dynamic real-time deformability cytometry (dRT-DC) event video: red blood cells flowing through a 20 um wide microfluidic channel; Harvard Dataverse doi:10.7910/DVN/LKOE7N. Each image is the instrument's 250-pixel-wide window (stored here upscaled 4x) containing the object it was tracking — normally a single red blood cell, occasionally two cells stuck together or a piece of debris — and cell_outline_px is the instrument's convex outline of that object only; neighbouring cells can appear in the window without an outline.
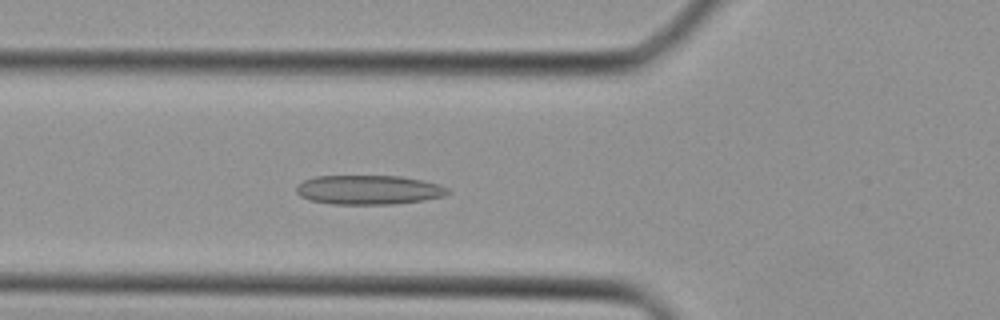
{"species": "Egyptian fruit bat (a non-hibernating species)", "species_latin": "Rousettus aegyptiacus", "temperature_condition": "cold", "stored_images_in_passage": 38, "camera_frame_rate_fps": 3000, "um_per_image_px": 0.085, "animal": {"sex": "female"}, "frame": {"image": 1, "passage_image": 13, "time_ms": 4.0, "image_size_px": [1000, 320], "cell_outline_px": [[452, 192], [444, 196], [424, 200], [396, 204], [332, 204], [308, 200], [300, 196], [296, 192], [296, 188], [304, 180], [316, 176], [400, 176], [424, 180], [440, 184], [448, 188]], "centroid_in_image_um": [31.38, 16.14], "position_along_channel_um": 94.4, "area_um2": 26.07}}
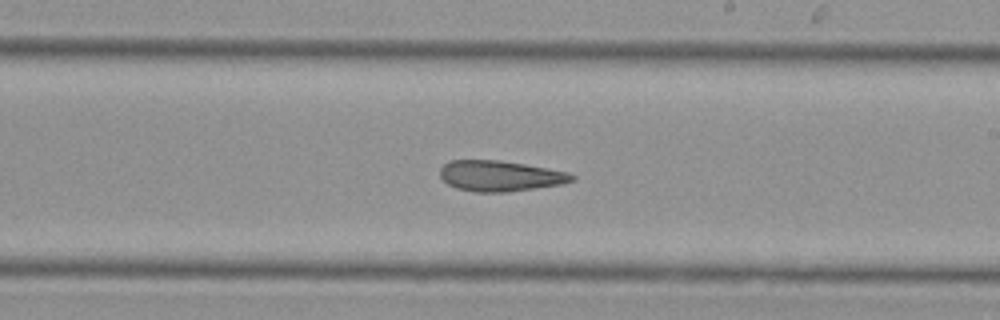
{"frame": {"image": 2, "passage_image": 22, "time_ms": 7.0, "image_size_px": [1000, 320], "cell_outline_px": [[576, 180], [564, 184], [508, 192], [476, 192], [456, 188], [448, 184], [440, 176], [440, 168], [448, 160], [500, 160], [524, 164], [568, 172], [576, 176]], "centroid_in_image_um": [42.52, 14.95], "position_along_channel_um": 246.5, "area_um2": 23.7}}
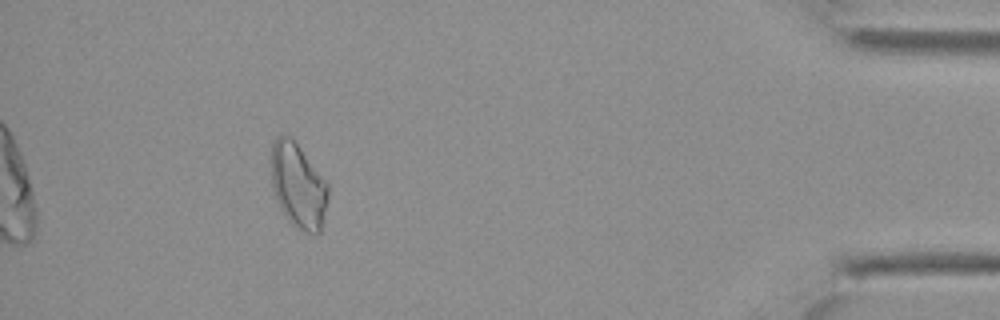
{"frame": {"image": 3, "passage_image": 35, "time_ms": 11.333, "image_size_px": [1000, 320], "cell_outline_px": [[328, 200], [320, 232], [316, 236], [304, 232], [296, 228], [288, 220], [280, 208], [276, 200], [272, 188], [272, 144], [276, 136], [288, 136], [300, 148], [328, 184]], "centroid_in_image_um": [25.35, 15.85], "position_along_channel_um": 409.9, "area_um2": 27.92}}